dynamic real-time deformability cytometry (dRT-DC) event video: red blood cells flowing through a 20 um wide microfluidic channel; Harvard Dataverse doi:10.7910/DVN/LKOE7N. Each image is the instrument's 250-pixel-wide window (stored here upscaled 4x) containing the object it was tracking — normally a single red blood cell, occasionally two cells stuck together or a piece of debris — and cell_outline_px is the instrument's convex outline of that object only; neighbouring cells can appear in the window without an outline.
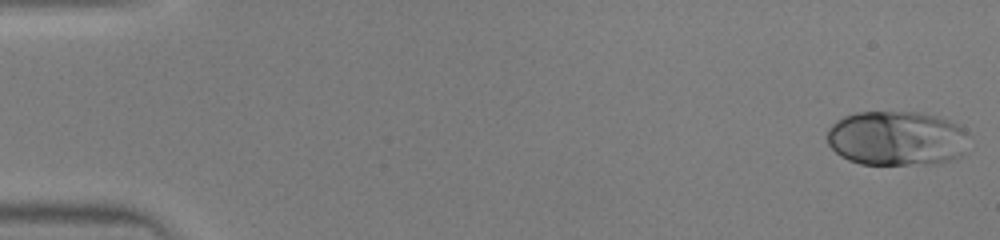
{"species": "human", "species_latin": "Homo sapiens", "temperature_condition": "warm", "stored_images_in_passage": 44, "camera_frame_rate_fps": 3000, "um_per_image_px": 0.085, "donor": {"sex": "male"}, "frame": {"image": 1, "passage_image": 1, "time_ms": 0.0, "image_size_px": [1000, 240], "cell_outline_px": [[964, 132], [960, 156], [948, 160], [928, 164], [860, 164], [848, 160], [840, 156], [828, 144], [828, 128], [836, 120], [844, 116], [856, 112], [920, 112], [936, 116], [948, 120], [964, 128]], "centroid_in_image_um": [76.11, 11.75], "position_along_channel_um": 8.9, "area_um2": 44.62}}
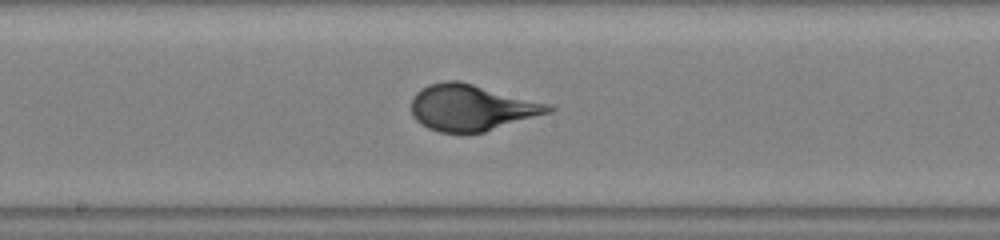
{"frame": {"image": 2, "passage_image": 24, "time_ms": 7.667, "image_size_px": [1000, 240], "cell_outline_px": [[556, 108], [552, 112], [484, 132], [440, 132], [428, 128], [420, 124], [412, 116], [412, 100], [416, 92], [428, 84], [444, 80], [460, 80], [552, 104]], "centroid_in_image_um": [40.11, 9.13], "position_along_channel_um": 208.1, "area_um2": 37.22}}
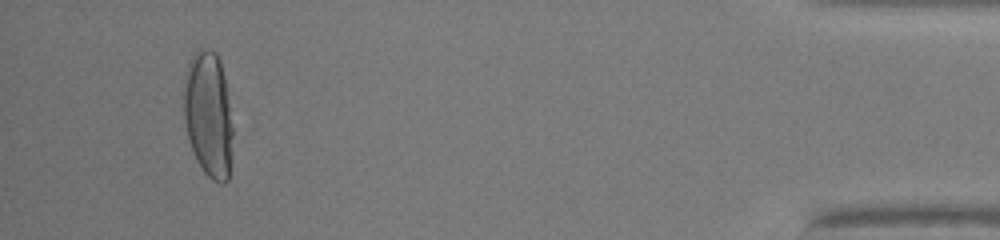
{"frame": {"image": 3, "passage_image": 42, "time_ms": 13.667, "image_size_px": [1000, 240], "cell_outline_px": [[232, 136], [228, 180], [224, 184], [220, 184], [212, 180], [204, 172], [196, 160], [188, 140], [184, 120], [184, 72], [196, 48], [208, 48], [216, 52], [220, 60], [224, 76], [232, 128]], "centroid_in_image_um": [17.69, 9.71], "position_along_channel_um": 417.5, "area_um2": 36.13}}